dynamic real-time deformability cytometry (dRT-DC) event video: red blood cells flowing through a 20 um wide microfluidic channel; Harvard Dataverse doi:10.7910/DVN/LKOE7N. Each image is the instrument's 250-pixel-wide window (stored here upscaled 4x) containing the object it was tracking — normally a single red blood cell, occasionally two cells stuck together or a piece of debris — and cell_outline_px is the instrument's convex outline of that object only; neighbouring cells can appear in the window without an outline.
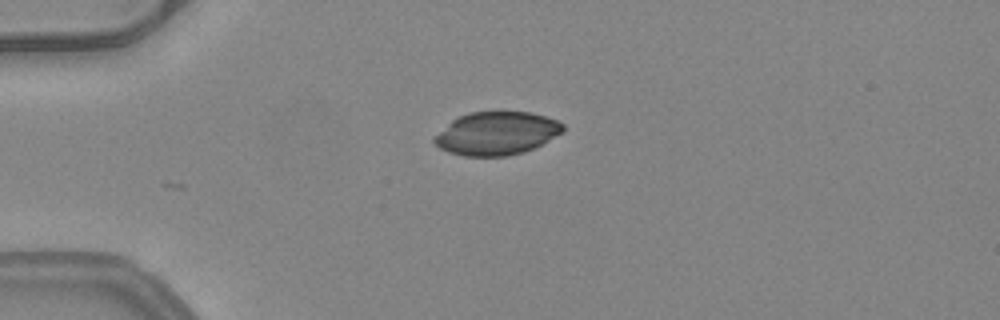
{"species": "common noctule bat (a hibernating species)", "species_latin": "Nyctalus noctula", "temperature_condition": "warm", "stored_images_in_passage": 31, "camera_frame_rate_fps": 3000, "um_per_image_px": 0.085, "animal": {"sex": "female", "body_mass_g": 24.6, "forearm_length_mm": 56.2}, "frame": {"image": 1, "passage_image": 1, "time_ms": 0.0, "image_size_px": [1000, 320], "cell_outline_px": [[564, 132], [524, 152], [508, 156], [464, 156], [448, 152], [440, 148], [432, 140], [432, 136], [452, 120], [460, 116], [472, 112], [532, 112], [556, 120], [564, 124]], "centroid_in_image_um": [42.19, 11.34], "position_along_channel_um": 42.8, "area_um2": 32.31}}